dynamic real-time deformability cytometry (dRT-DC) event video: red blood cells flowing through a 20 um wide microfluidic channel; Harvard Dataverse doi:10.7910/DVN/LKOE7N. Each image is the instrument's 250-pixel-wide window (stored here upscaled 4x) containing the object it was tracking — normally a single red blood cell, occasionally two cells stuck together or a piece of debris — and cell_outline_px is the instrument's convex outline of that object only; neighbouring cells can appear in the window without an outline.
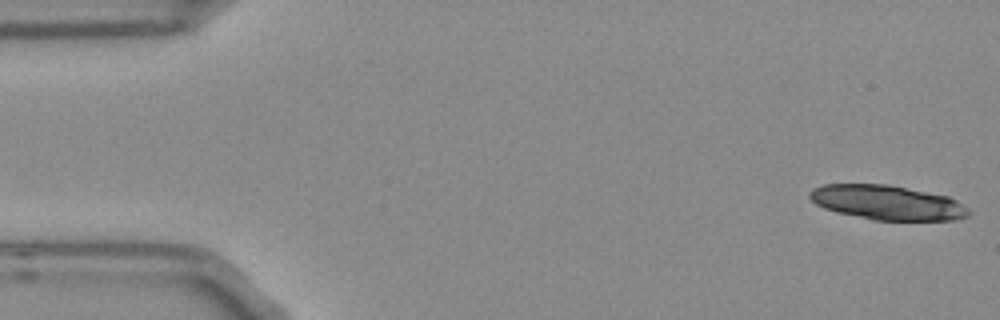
{"species": "Egyptian fruit bat (a non-hibernating species)", "species_latin": "Rousettus aegyptiacus", "temperature_condition": "room temperature", "stored_images_in_passage": 33, "camera_frame_rate_fps": 3000, "um_per_image_px": 0.085, "frame": {"image": 1, "passage_image": 1, "time_ms": 0.0, "image_size_px": [1000, 320], "cell_outline_px": [[968, 216], [952, 220], [872, 220], [836, 212], [824, 208], [816, 204], [808, 196], [808, 192], [812, 188], [824, 184], [888, 184], [948, 196], [956, 200], [968, 208]], "centroid_in_image_um": [75.37, 17.21], "position_along_channel_um": 9.6, "area_um2": 32.02}}
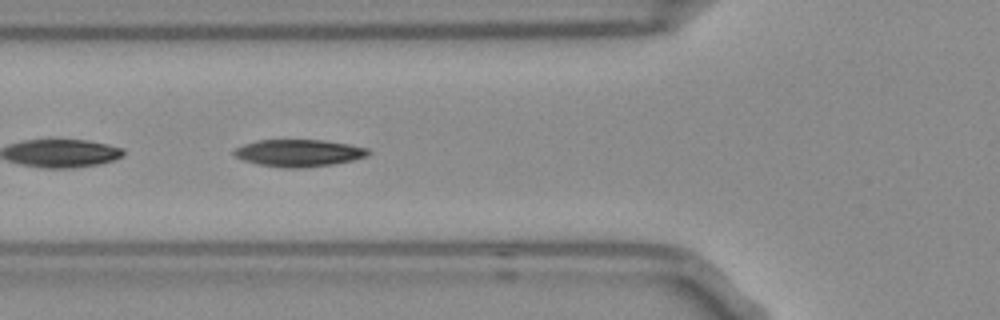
{"frame": {"image": 2, "passage_image": 19, "time_ms": 6.0, "image_size_px": [1000, 320], "cell_outline_px": [[372, 152], [368, 156], [352, 160], [332, 164], [304, 168], [288, 168], [256, 164], [244, 160], [236, 156], [232, 152], [236, 148], [244, 144], [256, 140], [324, 140], [348, 144], [368, 148]], "centroid_in_image_um": [25.42, 13.0], "position_along_channel_um": 100.4, "area_um2": 21.21}}